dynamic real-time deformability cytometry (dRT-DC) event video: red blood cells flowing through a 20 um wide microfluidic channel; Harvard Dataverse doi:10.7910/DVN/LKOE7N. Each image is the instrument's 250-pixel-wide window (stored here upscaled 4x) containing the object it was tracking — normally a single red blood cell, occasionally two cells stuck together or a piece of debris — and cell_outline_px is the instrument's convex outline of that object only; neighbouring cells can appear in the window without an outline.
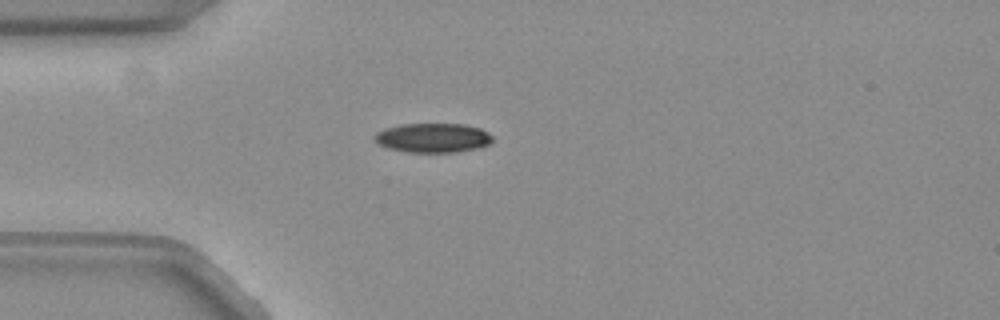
{"species": "common noctule bat (a hibernating species)", "species_latin": "Nyctalus noctula", "temperature_condition": "warm", "stored_images_in_passage": 43, "camera_frame_rate_fps": 3000, "um_per_image_px": 0.085, "animal": {"sex": "female", "body_mass_g": 19.3, "forearm_length_mm": 54.1}, "frame": {"image": 1, "passage_image": 10, "time_ms": 3.0, "image_size_px": [1000, 320], "cell_outline_px": [[492, 140], [488, 144], [456, 152], [408, 152], [388, 148], [380, 144], [376, 140], [376, 132], [384, 128], [400, 124], [464, 124], [480, 128], [488, 132], [492, 136]], "centroid_in_image_um": [36.78, 11.7], "position_along_channel_um": 48.2, "area_um2": 19.88}}
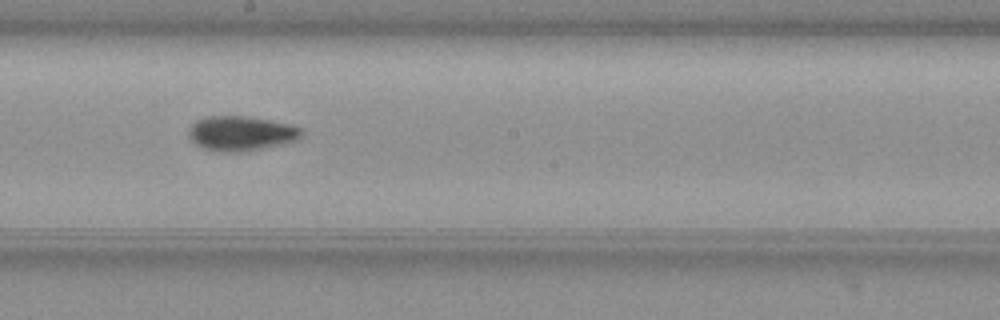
{"frame": {"image": 2, "passage_image": 25, "time_ms": 8.0, "image_size_px": [1000, 320], "cell_outline_px": [[300, 140], [240, 152], [220, 152], [204, 148], [196, 144], [192, 140], [192, 124], [196, 120], [208, 116], [248, 116], [288, 124], [300, 128]], "centroid_in_image_um": [20.5, 11.33], "position_along_channel_um": 227.7, "area_um2": 22.25}}
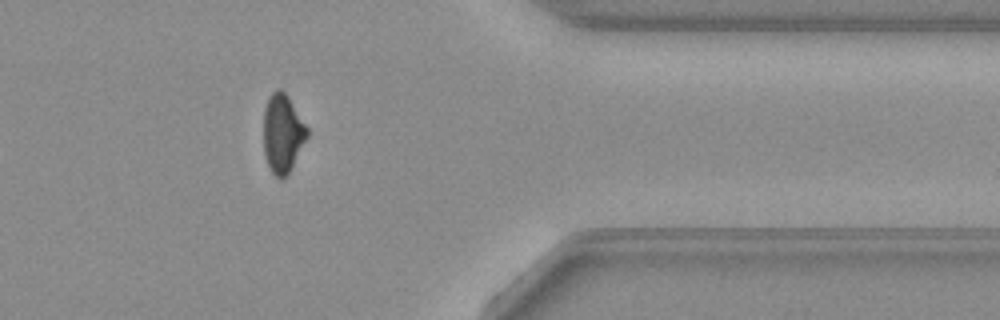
{"frame": {"image": 3, "passage_image": 39, "time_ms": 12.667, "image_size_px": [1000, 320], "cell_outline_px": [[308, 136], [288, 176], [284, 180], [280, 180], [272, 172], [268, 164], [264, 152], [264, 108], [268, 96], [276, 88], [280, 88], [288, 96], [308, 128]], "centroid_in_image_um": [24.03, 11.35], "position_along_channel_um": 387.4, "area_um2": 20.17}, "authors_computed_cell_mechanics": {"area_um2": 20.8658, "velocity_mm_per_s": 3.8392, "shape_relaxation_time_tau1_ms": 3.4285, "shape_relaxation_time_tau2_ms": 6.3975, "deformation_change_tau1": 0.1456, "deformation_change_tau2": 0.1076}}